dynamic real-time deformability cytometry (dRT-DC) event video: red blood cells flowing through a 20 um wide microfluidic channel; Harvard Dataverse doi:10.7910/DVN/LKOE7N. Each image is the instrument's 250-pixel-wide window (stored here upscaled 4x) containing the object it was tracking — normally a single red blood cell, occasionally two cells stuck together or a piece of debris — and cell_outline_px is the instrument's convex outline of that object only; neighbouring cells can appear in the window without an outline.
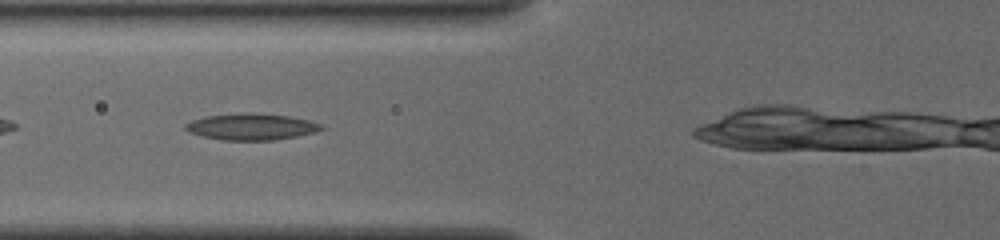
{"species": "common noctule bat (a hibernating species)", "species_latin": "Nyctalus noctula", "temperature_condition": "cold", "stored_images_in_passage": 32, "camera_frame_rate_fps": 3000, "um_per_image_px": 0.085, "animal": {"sex": "female", "body_mass_g": 19.5, "forearm_length_mm": 54.1}, "frame": {"image": 1, "passage_image": 5, "time_ms": 1.333, "image_size_px": [1000, 240], "cell_outline_px": [[324, 128], [312, 132], [296, 136], [276, 140], [220, 140], [204, 136], [192, 132], [184, 128], [184, 124], [192, 120], [204, 116], [240, 112], [252, 112], [288, 116], [308, 120], [324, 124]], "centroid_in_image_um": [21.35, 10.75], "position_along_channel_um": 104.4, "area_um2": 20.98}}
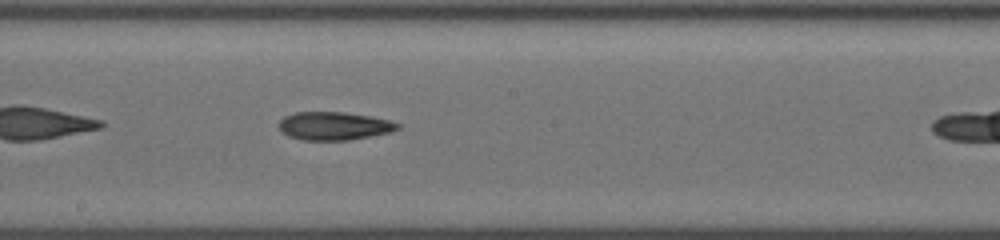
{"frame": {"image": 2, "passage_image": 14, "time_ms": 4.333, "image_size_px": [1000, 240], "cell_outline_px": [[400, 128], [388, 132], [348, 140], [300, 140], [288, 136], [280, 132], [280, 120], [284, 116], [296, 112], [340, 112], [368, 116], [388, 120], [400, 124]], "centroid_in_image_um": [28.33, 10.71], "position_along_channel_um": 219.9, "area_um2": 19.25}, "authors_computed_cell_mechanics": {"area_um2": 19.1896, "velocity_mm_per_s": 3.8364, "shape_relaxation_time_tau1_ms": null, "shape_relaxation_time_tau2_ms": 4.8346, "deformation_change_tau1": null, "deformation_change_tau2": 0.145}}